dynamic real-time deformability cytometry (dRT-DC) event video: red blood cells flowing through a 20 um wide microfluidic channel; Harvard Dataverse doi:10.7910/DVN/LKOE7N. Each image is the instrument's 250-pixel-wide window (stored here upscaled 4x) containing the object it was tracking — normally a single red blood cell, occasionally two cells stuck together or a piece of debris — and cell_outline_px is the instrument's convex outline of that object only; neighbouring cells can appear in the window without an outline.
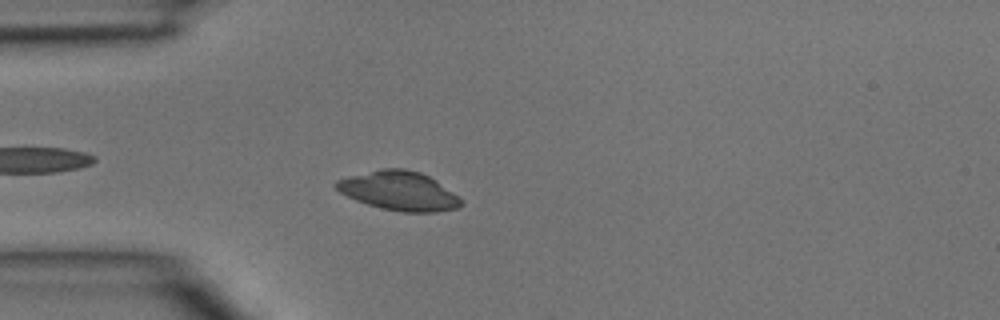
{"species": "common noctule bat (a hibernating species)", "species_latin": "Nyctalus noctula", "temperature_condition": "room temperature", "stored_images_in_passage": 21, "camera_frame_rate_fps": 3000, "um_per_image_px": 0.085, "animal": {"sex": "male", "body_mass_g": 15.6}, "frame": {"image": 1, "passage_image": 12, "time_ms": 3.667, "image_size_px": [1000, 320], "cell_outline_px": [[464, 204], [460, 208], [436, 212], [400, 212], [380, 208], [356, 200], [340, 192], [332, 184], [336, 180], [348, 176], [380, 168], [404, 168], [420, 172], [436, 180], [460, 196], [464, 200]], "centroid_in_image_um": [33.95, 16.22], "position_along_channel_um": 51.0, "area_um2": 28.84}}